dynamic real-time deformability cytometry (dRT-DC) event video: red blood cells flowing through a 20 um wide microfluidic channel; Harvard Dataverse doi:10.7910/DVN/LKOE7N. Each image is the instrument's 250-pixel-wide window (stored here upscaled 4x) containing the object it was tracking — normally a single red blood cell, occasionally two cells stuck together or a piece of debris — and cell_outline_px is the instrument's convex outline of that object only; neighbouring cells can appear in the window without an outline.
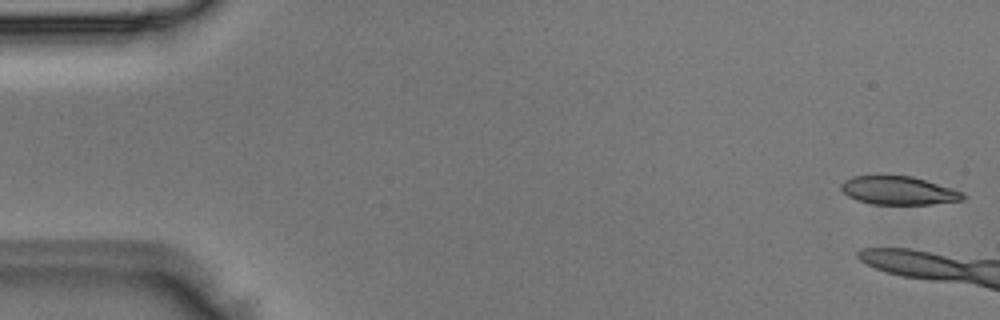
{"species": "Egyptian fruit bat (a non-hibernating species)", "species_latin": "Rousettus aegyptiacus", "temperature_condition": "room temperature", "stored_images_in_passage": 4, "camera_frame_rate_fps": 3000, "um_per_image_px": 0.085, "animal": {"sex": "male"}, "frame": {"image": 1, "passage_image": 1, "time_ms": 0.0, "image_size_px": [1000, 320], "cell_outline_px": [[964, 200], [932, 204], [872, 204], [856, 200], [848, 196], [840, 188], [840, 184], [844, 180], [852, 176], [912, 176], [964, 192]], "centroid_in_image_um": [76.36, 16.2], "position_along_channel_um": 8.6, "area_um2": 20.06}}